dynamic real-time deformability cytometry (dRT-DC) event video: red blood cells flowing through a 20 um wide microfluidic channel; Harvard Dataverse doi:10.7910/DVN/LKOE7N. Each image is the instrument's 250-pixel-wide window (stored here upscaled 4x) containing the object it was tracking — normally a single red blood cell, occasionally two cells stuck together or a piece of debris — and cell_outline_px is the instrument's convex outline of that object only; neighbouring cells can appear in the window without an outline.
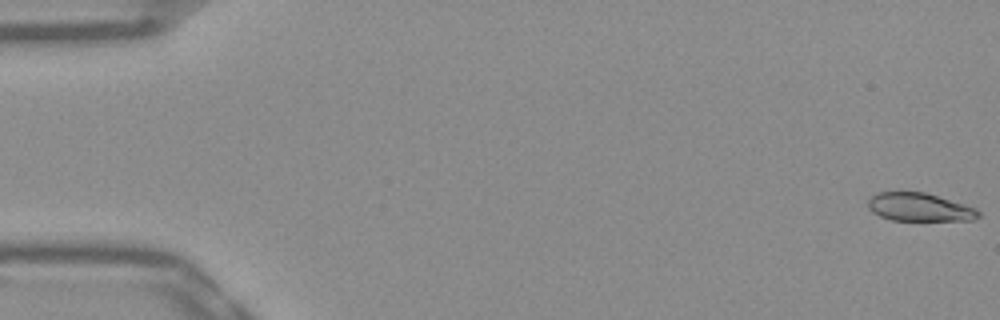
{"species": "Egyptian fruit bat (a non-hibernating species)", "species_latin": "Rousettus aegyptiacus", "temperature_condition": "warm", "stored_images_in_passage": 53, "camera_frame_rate_fps": 3000, "um_per_image_px": 0.085, "frame": {"image": 1, "passage_image": 1, "time_ms": 0.0, "image_size_px": [1000, 320], "cell_outline_px": [[980, 216], [972, 220], [892, 220], [880, 216], [872, 212], [868, 208], [868, 200], [872, 196], [880, 192], [924, 192], [964, 204], [976, 208], [980, 212]], "centroid_in_image_um": [78.15, 17.61], "position_along_channel_um": 6.8, "area_um2": 17.98}}
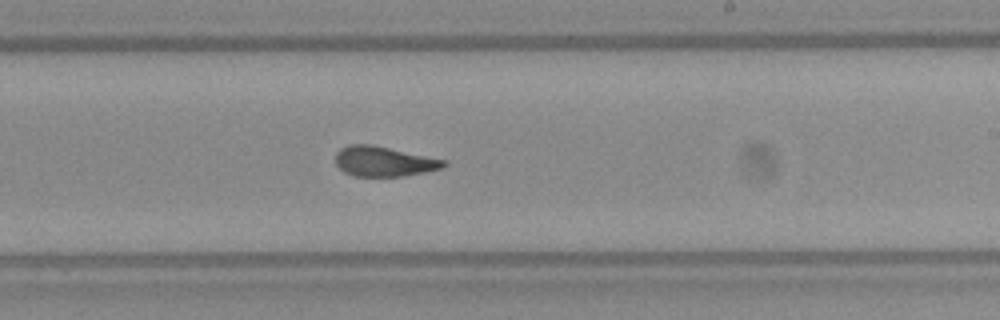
{"frame": {"image": 2, "passage_image": 32, "time_ms": 10.333, "image_size_px": [1000, 320], "cell_outline_px": [[448, 164], [444, 168], [404, 176], [352, 176], [344, 172], [336, 164], [336, 152], [340, 148], [348, 144], [372, 144], [448, 160]], "centroid_in_image_um": [32.65, 13.71], "position_along_channel_um": 256.3, "area_um2": 19.19}}
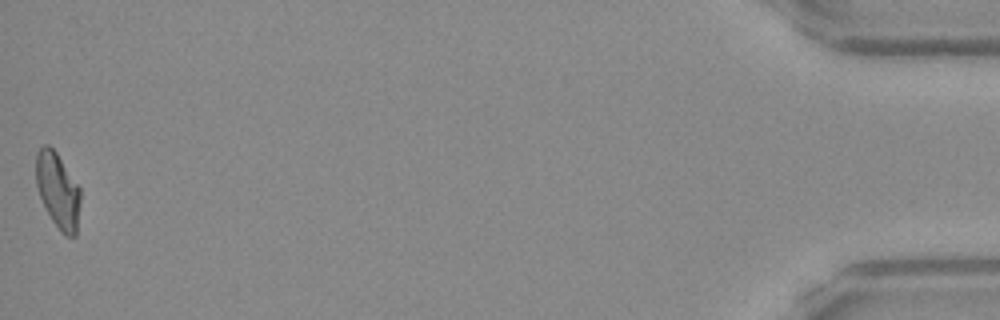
{"frame": {"image": 3, "passage_image": 53, "time_ms": 17.333, "image_size_px": [1000, 320], "cell_outline_px": [[80, 200], [76, 236], [64, 236], [60, 232], [52, 220], [40, 196], [36, 184], [36, 152], [44, 144], [48, 144], [56, 152], [80, 188]], "centroid_in_image_um": [4.91, 16.19], "position_along_channel_um": 430.3, "area_um2": 19.36}, "authors_computed_cell_mechanics": {"area_um2": 19.5364, "velocity_mm_per_s": 3.8674, "shape_relaxation_time_tau1_ms": null, "shape_relaxation_time_tau2_ms": 1.8055, "deformation_change_tau1": null, "deformation_change_tau2": 0.0773}}